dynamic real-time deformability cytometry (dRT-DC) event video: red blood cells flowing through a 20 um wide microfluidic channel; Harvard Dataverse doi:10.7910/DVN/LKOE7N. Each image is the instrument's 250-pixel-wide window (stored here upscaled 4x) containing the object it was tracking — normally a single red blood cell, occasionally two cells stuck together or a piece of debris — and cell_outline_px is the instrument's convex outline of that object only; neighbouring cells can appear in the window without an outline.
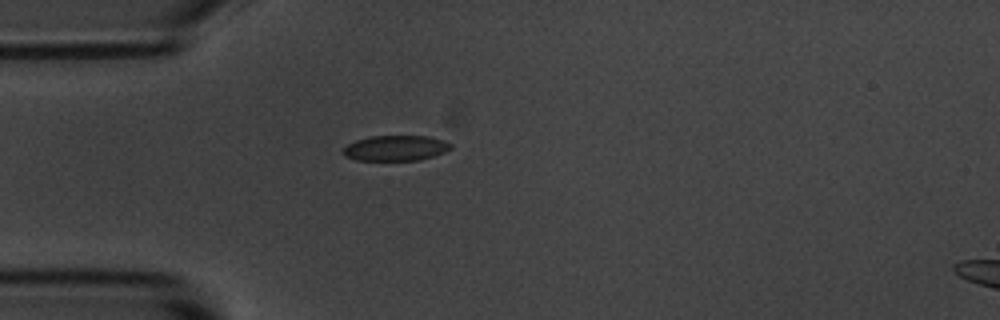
{"species": "common noctule bat (a hibernating species)", "species_latin": "Nyctalus noctula", "temperature_condition": "room temperature", "stored_images_in_passage": 7, "camera_frame_rate_fps": 3000, "um_per_image_px": 0.085, "animal": {"sex": "male", "body_mass_g": 20.1, "forearm_length_mm": 53.5}, "frame": {"image": 1, "passage_image": 7, "time_ms": 7.0, "image_size_px": [1000, 320], "cell_outline_px": [[452, 148], [444, 152], [420, 160], [356, 160], [344, 156], [340, 152], [340, 148], [356, 140], [372, 136], [428, 136], [444, 140], [452, 144]], "centroid_in_image_um": [33.58, 12.59], "position_along_channel_um": 51.4, "area_um2": 16.07}}